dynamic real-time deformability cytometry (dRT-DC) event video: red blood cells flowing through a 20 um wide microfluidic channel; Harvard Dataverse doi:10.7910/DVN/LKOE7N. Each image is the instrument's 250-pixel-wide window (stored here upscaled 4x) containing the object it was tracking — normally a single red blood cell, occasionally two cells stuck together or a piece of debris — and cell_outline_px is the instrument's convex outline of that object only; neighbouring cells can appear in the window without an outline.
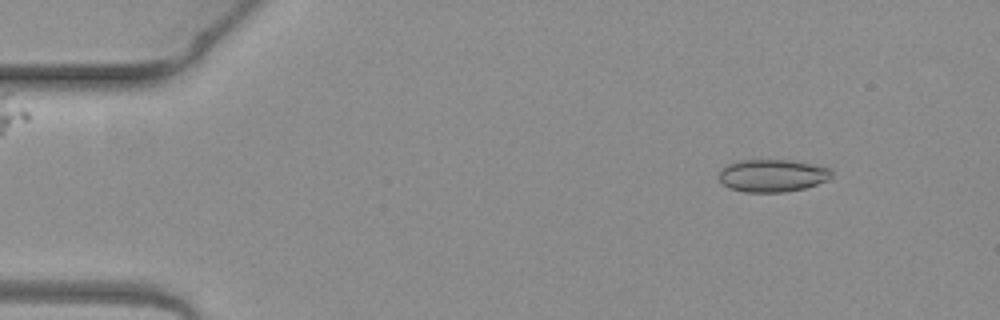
{"species": "common noctule bat (a hibernating species)", "species_latin": "Nyctalus noctula", "temperature_condition": "warm", "stored_images_in_passage": 5, "camera_frame_rate_fps": 3000, "um_per_image_px": 0.085, "animal": {"sex": "female", "body_mass_g": 19.3, "forearm_length_mm": 54.1}, "frame": {"image": 1, "passage_image": 1, "time_ms": 0.0, "image_size_px": [1000, 320], "cell_outline_px": [[832, 176], [828, 180], [804, 188], [784, 192], [744, 192], [728, 188], [720, 180], [720, 168], [728, 164], [740, 160], [792, 160], [812, 164], [828, 168], [832, 172]], "centroid_in_image_um": [65.64, 14.92], "position_along_channel_um": 19.4, "area_um2": 21.33}}
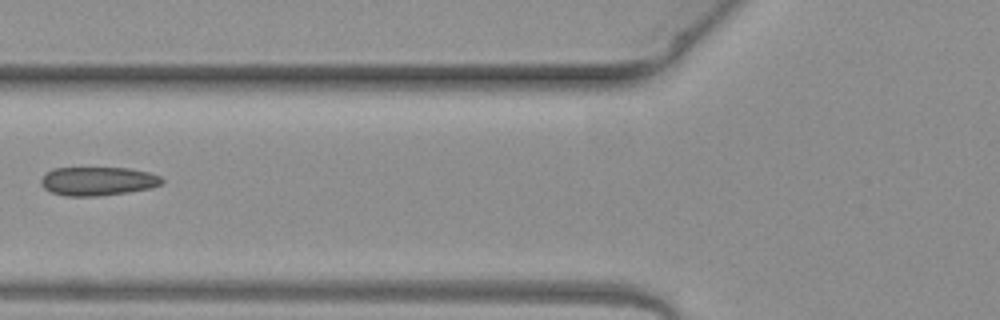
{"frame": {"image": 2, "passage_image": 4, "time_ms": 1.0, "image_size_px": [1000, 320], "cell_outline_px": [[164, 180], [160, 184], [152, 188], [128, 192], [100, 196], [64, 196], [52, 192], [44, 188], [40, 184], [40, 180], [44, 172], [52, 168], [128, 168], [148, 172], [160, 176]], "centroid_in_image_um": [8.27, 15.4], "position_along_channel_um": 117.5, "area_um2": 20.4}}
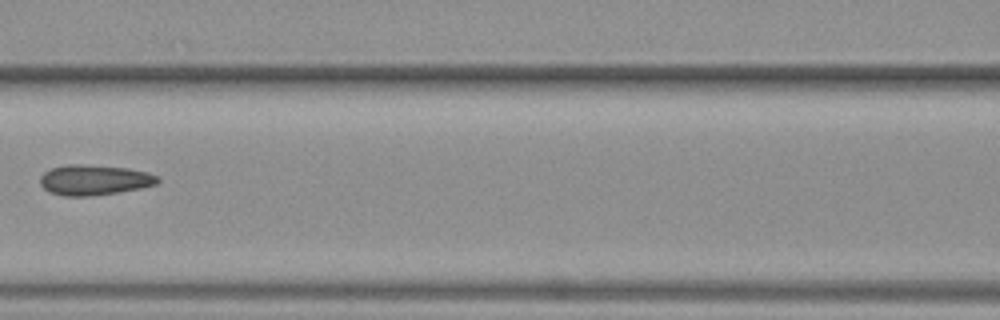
{"frame": {"image": 3, "passage_image": 5, "time_ms": 1.333, "image_size_px": [1000, 320], "cell_outline_px": [[160, 180], [156, 184], [140, 188], [116, 192], [88, 196], [64, 196], [48, 192], [40, 184], [40, 176], [44, 172], [52, 168], [68, 164], [80, 164], [128, 168], [148, 172], [156, 176]], "centroid_in_image_um": [7.98, 15.29], "position_along_channel_um": 158.6, "area_um2": 20.63}}